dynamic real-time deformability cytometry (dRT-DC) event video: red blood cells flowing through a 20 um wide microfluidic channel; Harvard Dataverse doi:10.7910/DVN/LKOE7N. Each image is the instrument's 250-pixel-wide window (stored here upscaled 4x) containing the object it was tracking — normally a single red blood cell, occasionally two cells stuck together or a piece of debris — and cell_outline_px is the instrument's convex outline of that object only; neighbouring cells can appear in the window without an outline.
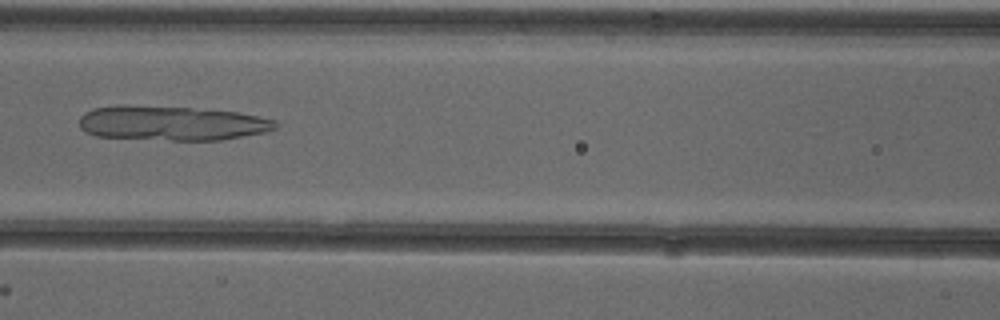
{"species": "common noctule bat (a hibernating species)", "species_latin": "Nyctalus noctula", "temperature_condition": "cold", "stored_images_in_passage": 52, "camera_frame_rate_fps": 3000, "um_per_image_px": 0.085, "animal": {"sex": "female"}, "frame": {"image": 1, "passage_image": 23, "time_ms": 7.333, "image_size_px": [1000, 320], "cell_outline_px": [[280, 124], [276, 128], [264, 132], [220, 140], [172, 140], [96, 136], [84, 132], [80, 128], [80, 116], [84, 112], [92, 108], [116, 104], [124, 104], [192, 108], [236, 112], [276, 120]], "centroid_in_image_um": [14.53, 10.46], "position_along_channel_um": 152.1, "area_um2": 39.71}}
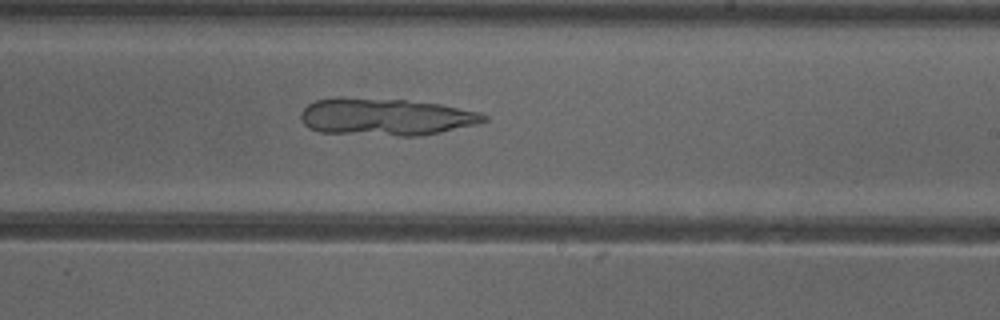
{"frame": {"image": 2, "passage_image": 31, "time_ms": 10.0, "image_size_px": [1000, 320], "cell_outline_px": [[488, 120], [440, 132], [420, 136], [400, 136], [320, 132], [308, 128], [304, 124], [300, 116], [300, 112], [308, 104], [316, 100], [336, 96], [344, 96], [404, 100], [440, 104], [480, 112], [488, 116]], "centroid_in_image_um": [32.72, 9.92], "position_along_channel_um": 256.3, "area_um2": 39.88}}
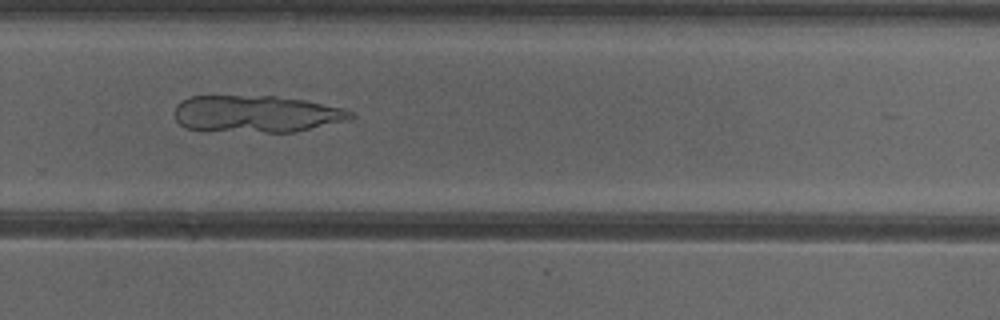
{"frame": {"image": 3, "passage_image": 35, "time_ms": 11.333, "image_size_px": [1000, 320], "cell_outline_px": [[356, 116], [348, 120], [296, 132], [264, 132], [184, 128], [176, 120], [172, 112], [176, 104], [192, 96], [276, 96], [304, 100], [344, 108], [356, 112]], "centroid_in_image_um": [21.83, 9.67], "position_along_channel_um": 308.0, "area_um2": 37.97}}